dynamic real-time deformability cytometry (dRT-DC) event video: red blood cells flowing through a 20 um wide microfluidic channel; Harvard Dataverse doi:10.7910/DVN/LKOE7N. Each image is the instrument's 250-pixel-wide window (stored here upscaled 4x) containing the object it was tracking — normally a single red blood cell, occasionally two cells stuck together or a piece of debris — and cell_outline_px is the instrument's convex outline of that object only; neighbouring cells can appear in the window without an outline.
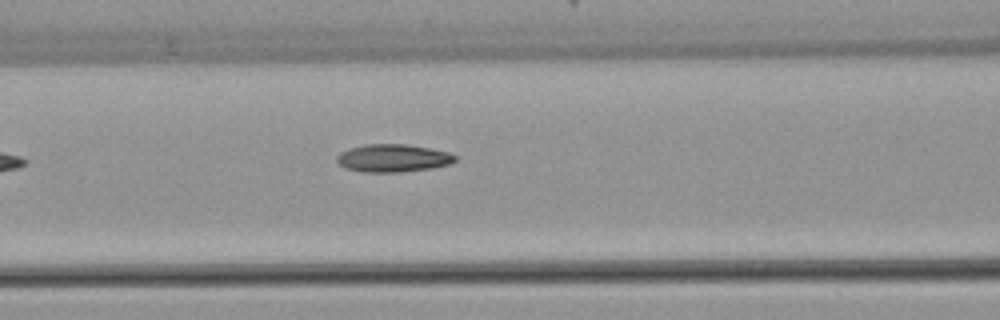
{"species": "common noctule bat (a hibernating species)", "species_latin": "Nyctalus noctula", "temperature_condition": "warm", "stored_images_in_passage": 6, "camera_frame_rate_fps": 3000, "um_per_image_px": 0.085, "animal": {"sex": "female", "body_mass_g": 22.7, "forearm_length_mm": 54.2}, "frame": {"image": 1, "passage_image": 6, "time_ms": 6.333, "image_size_px": [1000, 320], "cell_outline_px": [[456, 160], [452, 164], [432, 168], [400, 172], [364, 172], [344, 168], [336, 160], [336, 156], [340, 152], [348, 148], [364, 144], [408, 144], [448, 152], [456, 156]], "centroid_in_image_um": [33.39, 13.44], "position_along_channel_um": 133.2, "area_um2": 19.31}}